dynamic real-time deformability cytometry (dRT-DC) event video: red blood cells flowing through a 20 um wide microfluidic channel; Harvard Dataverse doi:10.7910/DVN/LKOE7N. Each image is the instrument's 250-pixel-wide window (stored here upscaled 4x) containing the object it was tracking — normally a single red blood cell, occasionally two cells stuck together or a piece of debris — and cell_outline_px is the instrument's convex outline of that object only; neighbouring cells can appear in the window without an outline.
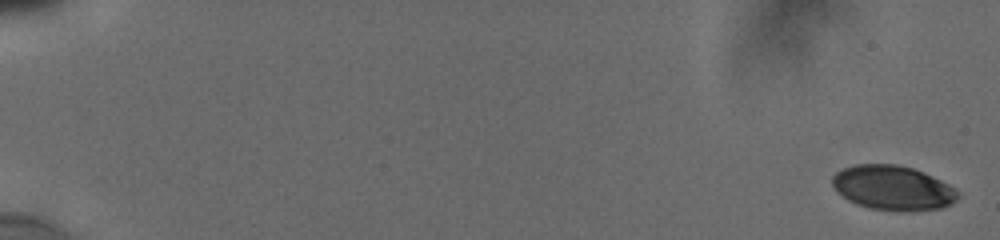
{"species": "human", "species_latin": "Homo sapiens", "temperature_condition": "cold", "stored_images_in_passage": 37, "camera_frame_rate_fps": 3000, "um_per_image_px": 0.085, "donor": {"sex": "male"}, "frame": {"image": 1, "passage_image": 1, "time_ms": 0.0, "image_size_px": [1000, 240], "cell_outline_px": [[960, 196], [956, 200], [944, 208], [912, 212], [892, 212], [868, 208], [856, 204], [848, 200], [832, 184], [832, 176], [836, 172], [844, 168], [856, 164], [896, 164], [912, 168], [924, 172], [948, 184]], "centroid_in_image_um": [75.9, 15.99], "position_along_channel_um": 9.1, "area_um2": 32.83}}
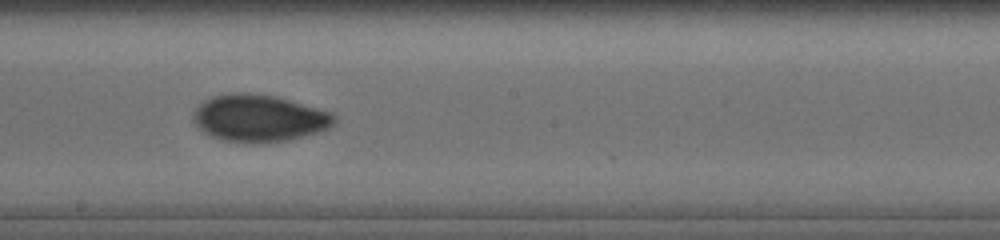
{"frame": {"image": 2, "passage_image": 22, "time_ms": 11.0, "image_size_px": [1000, 240], "cell_outline_px": [[336, 120], [328, 128], [316, 132], [288, 140], [256, 144], [224, 140], [212, 136], [204, 132], [192, 120], [192, 116], [196, 108], [204, 100], [212, 96], [232, 92], [248, 92], [276, 96], [332, 112], [336, 116]], "centroid_in_image_um": [22.0, 10.03], "position_along_channel_um": 226.2, "area_um2": 38.73}}
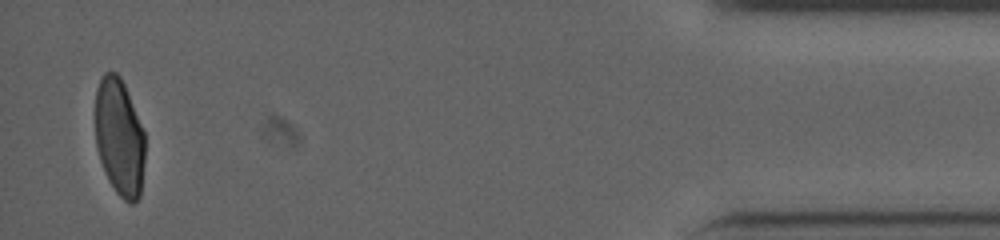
{"frame": {"image": 3, "passage_image": 37, "time_ms": 18.0, "image_size_px": [1000, 240], "cell_outline_px": [[144, 160], [140, 196], [132, 204], [128, 204], [116, 192], [108, 180], [104, 172], [96, 148], [96, 88], [100, 76], [104, 72], [116, 72], [120, 76], [124, 84], [144, 132]], "centroid_in_image_um": [10.13, 11.68], "position_along_channel_um": 425.1, "area_um2": 34.04}, "authors_computed_cell_mechanics": {"area_um2": 35.7204, "velocity_mm_per_s": 3.8273, "shape_relaxation_time_tau1_ms": 5.5754, "shape_relaxation_time_tau2_ms": 1.0933, "deformation_change_tau1": 0.1658, "deformation_change_tau2": 0.0448}}